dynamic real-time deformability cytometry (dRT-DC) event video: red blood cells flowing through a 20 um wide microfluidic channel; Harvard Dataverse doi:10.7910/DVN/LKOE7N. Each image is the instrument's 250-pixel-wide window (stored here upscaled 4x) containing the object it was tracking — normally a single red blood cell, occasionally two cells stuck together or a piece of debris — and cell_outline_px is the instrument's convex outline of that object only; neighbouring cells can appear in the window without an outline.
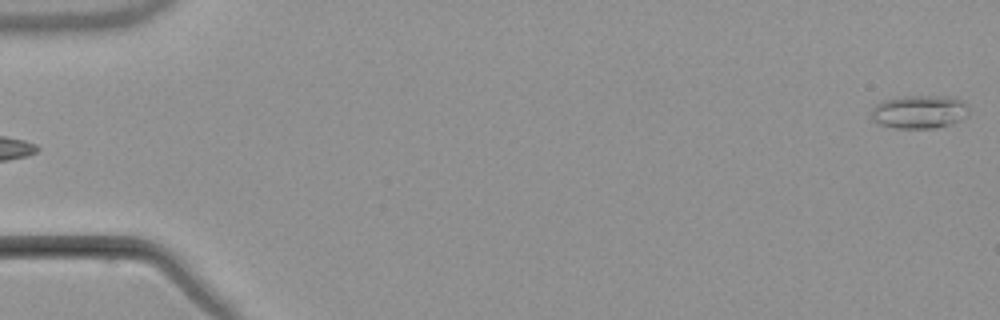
{"species": "common noctule bat (a hibernating species)", "species_latin": "Nyctalus noctula", "temperature_condition": "warm", "stored_images_in_passage": 4, "camera_frame_rate_fps": 3000, "um_per_image_px": 0.085, "animal": {"sex": "male", "body_mass_g": 21.5, "forearm_length_mm": 52.0}, "frame": {"image": 1, "passage_image": 4, "time_ms": 6.0, "image_size_px": [1000, 320], "cell_outline_px": [[968, 116], [952, 124], [936, 128], [896, 128], [880, 124], [872, 120], [872, 108], [876, 104], [884, 100], [904, 96], [948, 96], [960, 100], [968, 104]], "centroid_in_image_um": [78.17, 9.51], "position_along_channel_um": 6.8, "area_um2": 19.02}}